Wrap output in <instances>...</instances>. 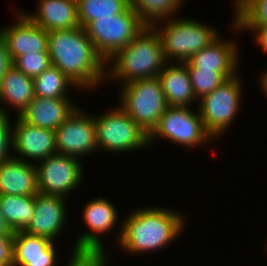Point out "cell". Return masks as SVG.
I'll return each instance as SVG.
<instances>
[{
	"instance_id": "cell-1",
	"label": "cell",
	"mask_w": 267,
	"mask_h": 266,
	"mask_svg": "<svg viewBox=\"0 0 267 266\" xmlns=\"http://www.w3.org/2000/svg\"><path fill=\"white\" fill-rule=\"evenodd\" d=\"M123 217L117 234V245L130 255L167 250L185 232L184 214L172 208L144 206ZM122 225V226H121ZM121 226V227H120Z\"/></svg>"
},
{
	"instance_id": "cell-2",
	"label": "cell",
	"mask_w": 267,
	"mask_h": 266,
	"mask_svg": "<svg viewBox=\"0 0 267 266\" xmlns=\"http://www.w3.org/2000/svg\"><path fill=\"white\" fill-rule=\"evenodd\" d=\"M51 65L80 89L94 90L105 82V61L97 54L83 27L48 32Z\"/></svg>"
},
{
	"instance_id": "cell-3",
	"label": "cell",
	"mask_w": 267,
	"mask_h": 266,
	"mask_svg": "<svg viewBox=\"0 0 267 266\" xmlns=\"http://www.w3.org/2000/svg\"><path fill=\"white\" fill-rule=\"evenodd\" d=\"M166 63L158 32L153 26H146L127 46L105 62V81L110 78L112 82L116 80L123 85L154 78Z\"/></svg>"
},
{
	"instance_id": "cell-4",
	"label": "cell",
	"mask_w": 267,
	"mask_h": 266,
	"mask_svg": "<svg viewBox=\"0 0 267 266\" xmlns=\"http://www.w3.org/2000/svg\"><path fill=\"white\" fill-rule=\"evenodd\" d=\"M153 27L161 38L166 61L177 63L187 62L214 41L220 33L212 25L179 16L159 21Z\"/></svg>"
},
{
	"instance_id": "cell-5",
	"label": "cell",
	"mask_w": 267,
	"mask_h": 266,
	"mask_svg": "<svg viewBox=\"0 0 267 266\" xmlns=\"http://www.w3.org/2000/svg\"><path fill=\"white\" fill-rule=\"evenodd\" d=\"M118 86L119 107L149 135L169 107L158 78L139 79Z\"/></svg>"
},
{
	"instance_id": "cell-6",
	"label": "cell",
	"mask_w": 267,
	"mask_h": 266,
	"mask_svg": "<svg viewBox=\"0 0 267 266\" xmlns=\"http://www.w3.org/2000/svg\"><path fill=\"white\" fill-rule=\"evenodd\" d=\"M107 111L94 115L99 151L121 155L148 148L149 135L119 105Z\"/></svg>"
},
{
	"instance_id": "cell-7",
	"label": "cell",
	"mask_w": 267,
	"mask_h": 266,
	"mask_svg": "<svg viewBox=\"0 0 267 266\" xmlns=\"http://www.w3.org/2000/svg\"><path fill=\"white\" fill-rule=\"evenodd\" d=\"M239 76L240 72L198 101L199 108L196 109L207 132L213 139L215 138V141L222 137L221 134L226 133L229 126H232L231 123L242 109L241 98L244 88L242 78Z\"/></svg>"
},
{
	"instance_id": "cell-8",
	"label": "cell",
	"mask_w": 267,
	"mask_h": 266,
	"mask_svg": "<svg viewBox=\"0 0 267 266\" xmlns=\"http://www.w3.org/2000/svg\"><path fill=\"white\" fill-rule=\"evenodd\" d=\"M146 25L129 6L114 17L98 18L86 28L97 54L106 62L127 46Z\"/></svg>"
},
{
	"instance_id": "cell-9",
	"label": "cell",
	"mask_w": 267,
	"mask_h": 266,
	"mask_svg": "<svg viewBox=\"0 0 267 266\" xmlns=\"http://www.w3.org/2000/svg\"><path fill=\"white\" fill-rule=\"evenodd\" d=\"M157 138L183 147L195 148L211 142L213 137L207 132L199 111L191 107L169 106L160 117L158 125L149 134V148Z\"/></svg>"
},
{
	"instance_id": "cell-10",
	"label": "cell",
	"mask_w": 267,
	"mask_h": 266,
	"mask_svg": "<svg viewBox=\"0 0 267 266\" xmlns=\"http://www.w3.org/2000/svg\"><path fill=\"white\" fill-rule=\"evenodd\" d=\"M35 166L39 193L67 200L85 177L81 161L68 155L56 153L39 161Z\"/></svg>"
},
{
	"instance_id": "cell-11",
	"label": "cell",
	"mask_w": 267,
	"mask_h": 266,
	"mask_svg": "<svg viewBox=\"0 0 267 266\" xmlns=\"http://www.w3.org/2000/svg\"><path fill=\"white\" fill-rule=\"evenodd\" d=\"M55 145L58 154L78 158L90 157L98 151L94 114L77 108L55 130ZM97 150V151H96Z\"/></svg>"
},
{
	"instance_id": "cell-12",
	"label": "cell",
	"mask_w": 267,
	"mask_h": 266,
	"mask_svg": "<svg viewBox=\"0 0 267 266\" xmlns=\"http://www.w3.org/2000/svg\"><path fill=\"white\" fill-rule=\"evenodd\" d=\"M82 211V222L88 230L78 234L72 250L105 252L101 235L108 234L117 226L120 220L117 207L108 198L101 196L89 200Z\"/></svg>"
},
{
	"instance_id": "cell-13",
	"label": "cell",
	"mask_w": 267,
	"mask_h": 266,
	"mask_svg": "<svg viewBox=\"0 0 267 266\" xmlns=\"http://www.w3.org/2000/svg\"><path fill=\"white\" fill-rule=\"evenodd\" d=\"M17 116L15 121H12L14 122L12 125L14 157L36 164L57 153L55 131L31 125L19 115Z\"/></svg>"
},
{
	"instance_id": "cell-14",
	"label": "cell",
	"mask_w": 267,
	"mask_h": 266,
	"mask_svg": "<svg viewBox=\"0 0 267 266\" xmlns=\"http://www.w3.org/2000/svg\"><path fill=\"white\" fill-rule=\"evenodd\" d=\"M14 8V22L0 29L12 61L26 53H48V32Z\"/></svg>"
},
{
	"instance_id": "cell-15",
	"label": "cell",
	"mask_w": 267,
	"mask_h": 266,
	"mask_svg": "<svg viewBox=\"0 0 267 266\" xmlns=\"http://www.w3.org/2000/svg\"><path fill=\"white\" fill-rule=\"evenodd\" d=\"M65 198L39 193L35 195V211L28 227L27 234L42 236L57 242L68 223L67 202ZM65 227V228H64Z\"/></svg>"
},
{
	"instance_id": "cell-16",
	"label": "cell",
	"mask_w": 267,
	"mask_h": 266,
	"mask_svg": "<svg viewBox=\"0 0 267 266\" xmlns=\"http://www.w3.org/2000/svg\"><path fill=\"white\" fill-rule=\"evenodd\" d=\"M238 42L218 36L201 51L194 54L187 62V68L212 70L222 73L227 79L240 71V49ZM238 67V68H237Z\"/></svg>"
},
{
	"instance_id": "cell-17",
	"label": "cell",
	"mask_w": 267,
	"mask_h": 266,
	"mask_svg": "<svg viewBox=\"0 0 267 266\" xmlns=\"http://www.w3.org/2000/svg\"><path fill=\"white\" fill-rule=\"evenodd\" d=\"M49 238L14 232L13 266H57L56 244Z\"/></svg>"
},
{
	"instance_id": "cell-18",
	"label": "cell",
	"mask_w": 267,
	"mask_h": 266,
	"mask_svg": "<svg viewBox=\"0 0 267 266\" xmlns=\"http://www.w3.org/2000/svg\"><path fill=\"white\" fill-rule=\"evenodd\" d=\"M71 98L35 96L19 115L25 122L55 131L79 107Z\"/></svg>"
},
{
	"instance_id": "cell-19",
	"label": "cell",
	"mask_w": 267,
	"mask_h": 266,
	"mask_svg": "<svg viewBox=\"0 0 267 266\" xmlns=\"http://www.w3.org/2000/svg\"><path fill=\"white\" fill-rule=\"evenodd\" d=\"M36 12L22 11L46 32L80 27L77 0H39Z\"/></svg>"
},
{
	"instance_id": "cell-20",
	"label": "cell",
	"mask_w": 267,
	"mask_h": 266,
	"mask_svg": "<svg viewBox=\"0 0 267 266\" xmlns=\"http://www.w3.org/2000/svg\"><path fill=\"white\" fill-rule=\"evenodd\" d=\"M39 194L35 163L14 156L0 163V195Z\"/></svg>"
},
{
	"instance_id": "cell-21",
	"label": "cell",
	"mask_w": 267,
	"mask_h": 266,
	"mask_svg": "<svg viewBox=\"0 0 267 266\" xmlns=\"http://www.w3.org/2000/svg\"><path fill=\"white\" fill-rule=\"evenodd\" d=\"M157 78L169 106L191 107L198 102L185 63L167 62Z\"/></svg>"
},
{
	"instance_id": "cell-22",
	"label": "cell",
	"mask_w": 267,
	"mask_h": 266,
	"mask_svg": "<svg viewBox=\"0 0 267 266\" xmlns=\"http://www.w3.org/2000/svg\"><path fill=\"white\" fill-rule=\"evenodd\" d=\"M34 89L33 78L12 65L0 84V112L9 115L8 109L11 106L20 115L35 97Z\"/></svg>"
},
{
	"instance_id": "cell-23",
	"label": "cell",
	"mask_w": 267,
	"mask_h": 266,
	"mask_svg": "<svg viewBox=\"0 0 267 266\" xmlns=\"http://www.w3.org/2000/svg\"><path fill=\"white\" fill-rule=\"evenodd\" d=\"M0 210L13 232L24 231L35 211V195H0Z\"/></svg>"
},
{
	"instance_id": "cell-24",
	"label": "cell",
	"mask_w": 267,
	"mask_h": 266,
	"mask_svg": "<svg viewBox=\"0 0 267 266\" xmlns=\"http://www.w3.org/2000/svg\"><path fill=\"white\" fill-rule=\"evenodd\" d=\"M33 80L35 96L40 98H70L71 93L69 94L68 90L73 88H76V91L80 90L71 79L53 65H50Z\"/></svg>"
},
{
	"instance_id": "cell-25",
	"label": "cell",
	"mask_w": 267,
	"mask_h": 266,
	"mask_svg": "<svg viewBox=\"0 0 267 266\" xmlns=\"http://www.w3.org/2000/svg\"><path fill=\"white\" fill-rule=\"evenodd\" d=\"M184 1L185 0H129V3L130 7L138 14L141 21L146 26H153L159 21L177 17L176 14H178Z\"/></svg>"
},
{
	"instance_id": "cell-26",
	"label": "cell",
	"mask_w": 267,
	"mask_h": 266,
	"mask_svg": "<svg viewBox=\"0 0 267 266\" xmlns=\"http://www.w3.org/2000/svg\"><path fill=\"white\" fill-rule=\"evenodd\" d=\"M79 25L84 29L98 18L114 17L124 12L129 0H77Z\"/></svg>"
},
{
	"instance_id": "cell-27",
	"label": "cell",
	"mask_w": 267,
	"mask_h": 266,
	"mask_svg": "<svg viewBox=\"0 0 267 266\" xmlns=\"http://www.w3.org/2000/svg\"><path fill=\"white\" fill-rule=\"evenodd\" d=\"M233 2L231 1L234 5L233 21L238 27L267 26V0H234Z\"/></svg>"
},
{
	"instance_id": "cell-28",
	"label": "cell",
	"mask_w": 267,
	"mask_h": 266,
	"mask_svg": "<svg viewBox=\"0 0 267 266\" xmlns=\"http://www.w3.org/2000/svg\"><path fill=\"white\" fill-rule=\"evenodd\" d=\"M190 76L192 89L197 100L210 94L219 87L227 78L220 72L207 69L187 68Z\"/></svg>"
},
{
	"instance_id": "cell-29",
	"label": "cell",
	"mask_w": 267,
	"mask_h": 266,
	"mask_svg": "<svg viewBox=\"0 0 267 266\" xmlns=\"http://www.w3.org/2000/svg\"><path fill=\"white\" fill-rule=\"evenodd\" d=\"M13 65L30 78H35L50 65L49 53H26L17 57Z\"/></svg>"
},
{
	"instance_id": "cell-30",
	"label": "cell",
	"mask_w": 267,
	"mask_h": 266,
	"mask_svg": "<svg viewBox=\"0 0 267 266\" xmlns=\"http://www.w3.org/2000/svg\"><path fill=\"white\" fill-rule=\"evenodd\" d=\"M65 266H108L109 254L105 251H72Z\"/></svg>"
},
{
	"instance_id": "cell-31",
	"label": "cell",
	"mask_w": 267,
	"mask_h": 266,
	"mask_svg": "<svg viewBox=\"0 0 267 266\" xmlns=\"http://www.w3.org/2000/svg\"><path fill=\"white\" fill-rule=\"evenodd\" d=\"M12 120L10 114L0 112V163L9 159L13 155L12 151Z\"/></svg>"
},
{
	"instance_id": "cell-32",
	"label": "cell",
	"mask_w": 267,
	"mask_h": 266,
	"mask_svg": "<svg viewBox=\"0 0 267 266\" xmlns=\"http://www.w3.org/2000/svg\"><path fill=\"white\" fill-rule=\"evenodd\" d=\"M232 23H230L232 26V31L235 30V32H245L246 31H251L254 33L252 36L255 35L254 37V43L261 47L264 53H267V26H262V27H238V25L233 21L232 17Z\"/></svg>"
},
{
	"instance_id": "cell-33",
	"label": "cell",
	"mask_w": 267,
	"mask_h": 266,
	"mask_svg": "<svg viewBox=\"0 0 267 266\" xmlns=\"http://www.w3.org/2000/svg\"><path fill=\"white\" fill-rule=\"evenodd\" d=\"M13 236L0 235V266H13Z\"/></svg>"
},
{
	"instance_id": "cell-34",
	"label": "cell",
	"mask_w": 267,
	"mask_h": 266,
	"mask_svg": "<svg viewBox=\"0 0 267 266\" xmlns=\"http://www.w3.org/2000/svg\"><path fill=\"white\" fill-rule=\"evenodd\" d=\"M13 61L7 49L5 40L0 35V84L6 72L12 67Z\"/></svg>"
},
{
	"instance_id": "cell-35",
	"label": "cell",
	"mask_w": 267,
	"mask_h": 266,
	"mask_svg": "<svg viewBox=\"0 0 267 266\" xmlns=\"http://www.w3.org/2000/svg\"><path fill=\"white\" fill-rule=\"evenodd\" d=\"M0 235H14L13 230L10 228L1 210H0Z\"/></svg>"
},
{
	"instance_id": "cell-36",
	"label": "cell",
	"mask_w": 267,
	"mask_h": 266,
	"mask_svg": "<svg viewBox=\"0 0 267 266\" xmlns=\"http://www.w3.org/2000/svg\"><path fill=\"white\" fill-rule=\"evenodd\" d=\"M258 85L261 87L264 96L267 99V76L266 75H259L258 77Z\"/></svg>"
},
{
	"instance_id": "cell-37",
	"label": "cell",
	"mask_w": 267,
	"mask_h": 266,
	"mask_svg": "<svg viewBox=\"0 0 267 266\" xmlns=\"http://www.w3.org/2000/svg\"><path fill=\"white\" fill-rule=\"evenodd\" d=\"M263 73H260L259 75H266L267 76V70L265 69L264 71H262Z\"/></svg>"
},
{
	"instance_id": "cell-38",
	"label": "cell",
	"mask_w": 267,
	"mask_h": 266,
	"mask_svg": "<svg viewBox=\"0 0 267 266\" xmlns=\"http://www.w3.org/2000/svg\"><path fill=\"white\" fill-rule=\"evenodd\" d=\"M266 242H267V240H266ZM265 245H266V246H265V250H266V253H267V243H265Z\"/></svg>"
}]
</instances>
